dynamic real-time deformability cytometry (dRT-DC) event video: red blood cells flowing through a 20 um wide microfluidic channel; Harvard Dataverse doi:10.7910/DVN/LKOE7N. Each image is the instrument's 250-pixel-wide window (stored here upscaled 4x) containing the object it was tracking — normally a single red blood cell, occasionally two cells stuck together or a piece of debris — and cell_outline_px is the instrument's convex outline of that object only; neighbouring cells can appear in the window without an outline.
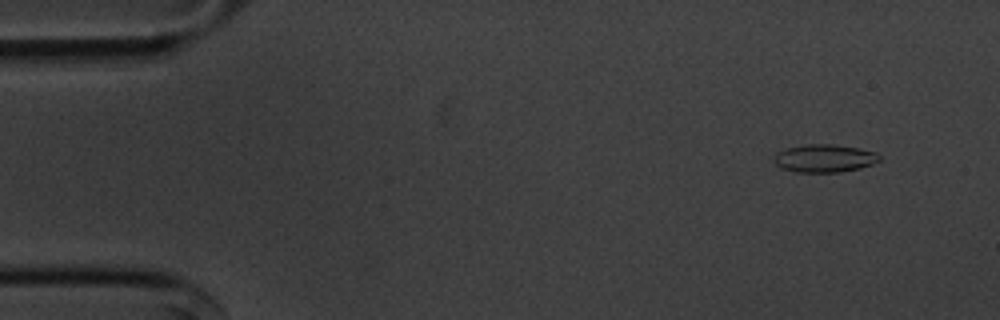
{"species": "common noctule bat (a hibernating species)", "species_latin": "Nyctalus noctula", "temperature_condition": "cold", "stored_images_in_passage": 55, "camera_frame_rate_fps": 3000, "um_per_image_px": 0.085, "animal": {"sex": "male", "body_mass_g": 20.1, "forearm_length_mm": 53.5}, "frame": {"image": 1, "passage_image": 5, "time_ms": 1.333, "image_size_px": [1000, 320], "cell_outline_px": [[880, 160], [872, 164], [860, 168], [840, 172], [796, 172], [780, 168], [776, 164], [772, 156], [776, 152], [784, 148], [804, 144], [832, 144], [860, 148], [876, 152], [880, 156]], "centroid_in_image_um": [70.04, 13.45], "position_along_channel_um": 15.0, "area_um2": 17.4}}
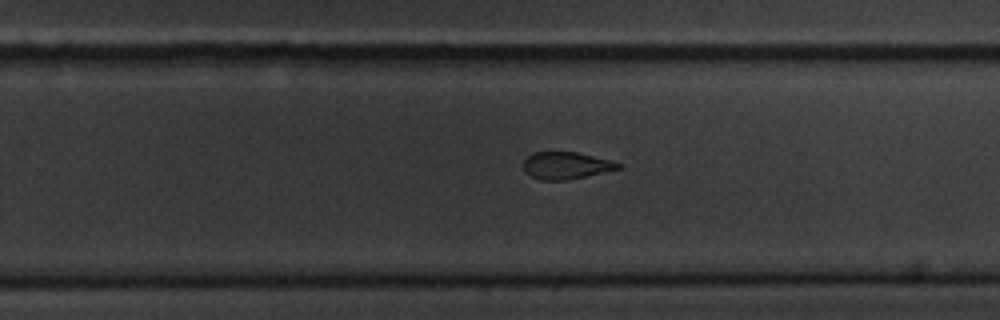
{"frame": {"image": 2, "passage_image": 35, "time_ms": 11.333, "image_size_px": [1000, 320], "cell_outline_px": [[620, 168], [568, 180], [540, 180], [524, 172], [524, 160], [532, 152], [576, 152], [608, 160], [620, 164]], "centroid_in_image_um": [48.05, 14.07], "position_along_channel_um": 281.8, "area_um2": 14.68}}
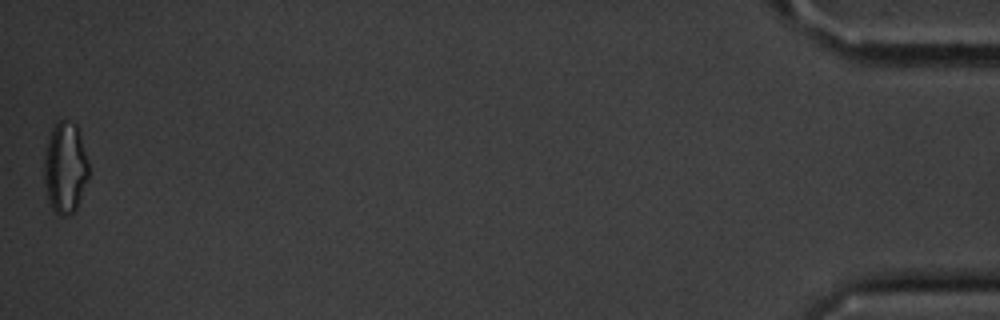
{"frame": {"image": 3, "passage_image": 55, "time_ms": 18.0, "image_size_px": [1000, 320], "cell_outline_px": [[88, 176], [76, 208], [68, 216], [60, 216], [52, 208], [48, 200], [44, 180], [44, 160], [52, 128], [60, 120], [64, 120], [76, 124], [80, 136], [88, 164]], "centroid_in_image_um": [5.53, 14.28], "position_along_channel_um": 429.7, "area_um2": 23.06}, "authors_computed_cell_mechanics": {"area_um2": 16.9354, "velocity_mm_per_s": 3.6327, "shape_relaxation_time_tau1_ms": 2.5224, "shape_relaxation_time_tau2_ms": 3.8367, "deformation_change_tau1": 0.1111, "deformation_change_tau2": 0.0965}}